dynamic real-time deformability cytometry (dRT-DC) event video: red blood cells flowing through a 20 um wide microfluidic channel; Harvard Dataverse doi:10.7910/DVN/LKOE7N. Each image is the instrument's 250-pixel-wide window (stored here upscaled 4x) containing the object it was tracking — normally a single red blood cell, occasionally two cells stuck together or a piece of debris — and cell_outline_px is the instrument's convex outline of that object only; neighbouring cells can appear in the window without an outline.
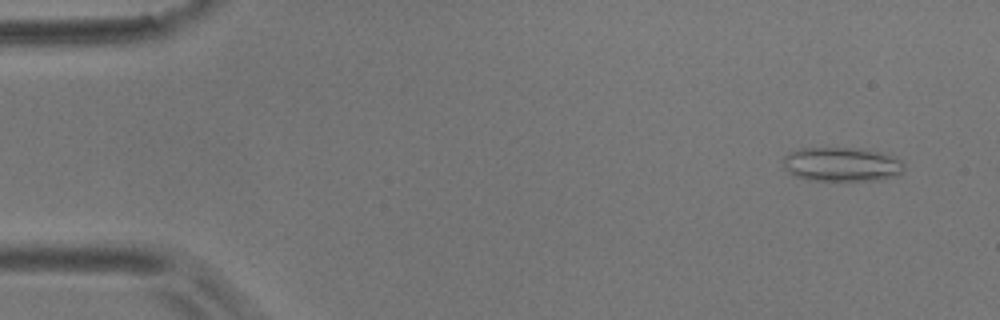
{"species": "common noctule bat (a hibernating species)", "species_latin": "Nyctalus noctula", "temperature_condition": "room temperature", "stored_images_in_passage": 7, "camera_frame_rate_fps": 3000, "um_per_image_px": 0.085, "animal": {"sex": "male", "body_mass_g": 17.9}, "frame": {"image": 1, "passage_image": 2, "time_ms": 0.333, "image_size_px": [1000, 320], "cell_outline_px": [[904, 172], [900, 176], [880, 180], [812, 180], [796, 176], [788, 172], [784, 168], [784, 156], [800, 148], [860, 148], [880, 152], [892, 156], [900, 160], [904, 164]], "centroid_in_image_um": [71.6, 13.97], "position_along_channel_um": 13.4, "area_um2": 24.16}}
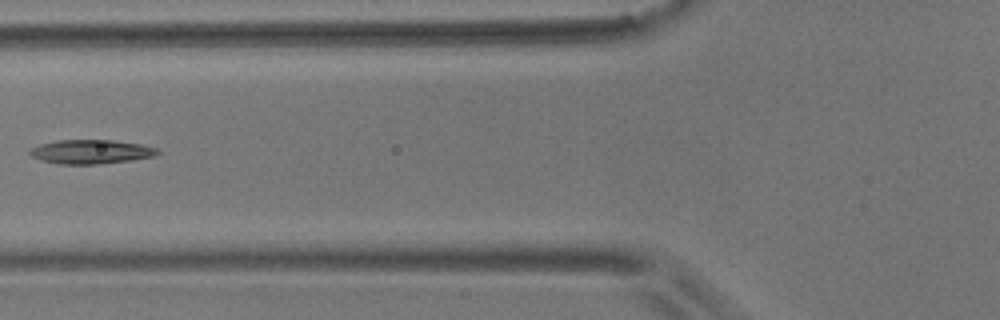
{"frame": {"image": 2, "passage_image": 7, "time_ms": 2.0, "image_size_px": [1000, 320], "cell_outline_px": [[160, 152], [156, 156], [132, 160], [96, 164], [60, 164], [40, 160], [32, 156], [28, 152], [32, 148], [40, 144], [56, 140], [112, 140], [140, 144], [156, 148]], "centroid_in_image_um": [7.73, 12.9], "position_along_channel_um": 118.1, "area_um2": 17.86}}